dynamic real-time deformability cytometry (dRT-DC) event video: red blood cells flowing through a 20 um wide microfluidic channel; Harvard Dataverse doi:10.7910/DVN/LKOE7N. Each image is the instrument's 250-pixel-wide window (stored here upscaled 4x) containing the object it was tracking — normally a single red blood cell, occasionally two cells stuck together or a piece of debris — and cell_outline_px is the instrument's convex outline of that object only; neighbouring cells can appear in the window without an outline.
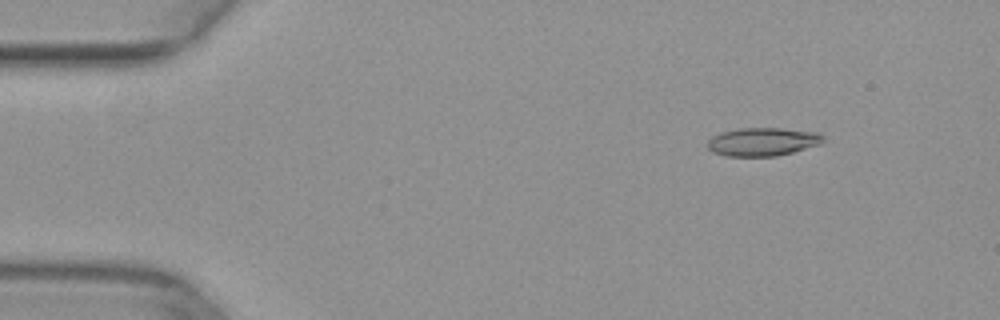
{"species": "common noctule bat (a hibernating species)", "species_latin": "Nyctalus noctula", "temperature_condition": "warm", "stored_images_in_passage": 45, "camera_frame_rate_fps": 3000, "um_per_image_px": 0.085, "animal": {"sex": "female", "body_mass_g": 29.2, "forearm_length_mm": 56.3}, "frame": {"image": 1, "passage_image": 1, "time_ms": 0.0, "image_size_px": [1000, 320], "cell_outline_px": [[824, 140], [820, 144], [792, 152], [776, 156], [724, 156], [712, 152], [708, 148], [708, 140], [712, 136], [720, 132], [736, 128], [780, 128], [820, 132], [824, 136]], "centroid_in_image_um": [64.81, 12.04], "position_along_channel_um": 20.2, "area_um2": 19.25}}
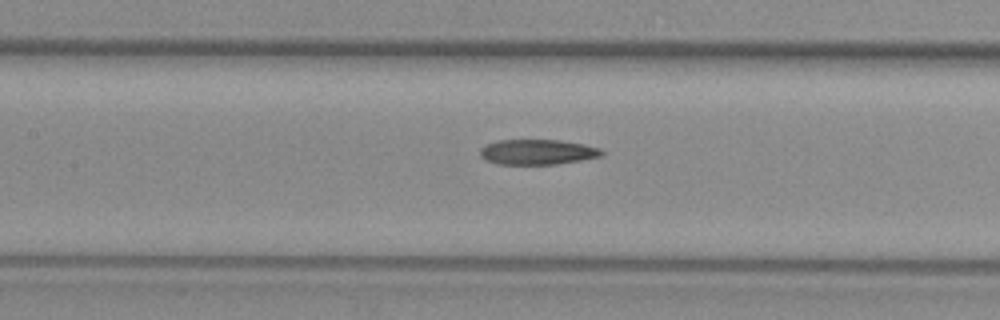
{"frame": {"image": 2, "passage_image": 18, "time_ms": 5.667, "image_size_px": [1000, 320], "cell_outline_px": [[604, 152], [600, 156], [580, 160], [556, 164], [500, 164], [488, 160], [480, 156], [480, 148], [484, 144], [496, 140], [560, 140], [584, 144], [600, 148]], "centroid_in_image_um": [45.66, 12.91], "position_along_channel_um": 161.7, "area_um2": 17.8}}
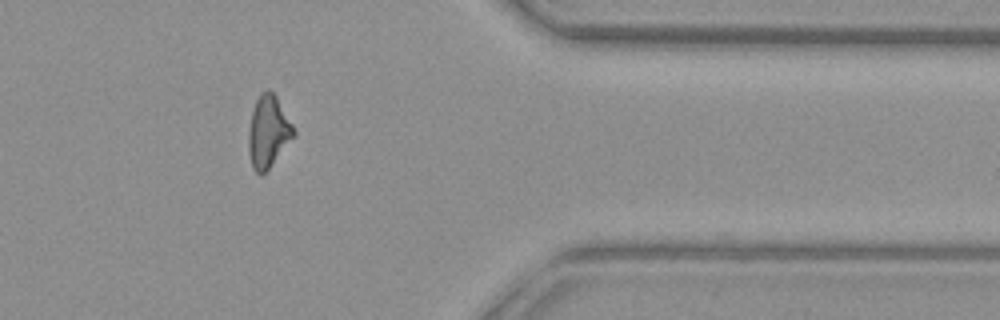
{"frame": {"image": 3, "passage_image": 36, "time_ms": 11.667, "image_size_px": [1000, 320], "cell_outline_px": [[296, 136], [268, 168], [260, 176], [252, 168], [248, 152], [248, 132], [252, 112], [256, 100], [260, 92], [268, 88], [276, 96], [292, 124], [296, 132]], "centroid_in_image_um": [22.79, 11.19], "position_along_channel_um": 388.6, "area_um2": 18.96}}